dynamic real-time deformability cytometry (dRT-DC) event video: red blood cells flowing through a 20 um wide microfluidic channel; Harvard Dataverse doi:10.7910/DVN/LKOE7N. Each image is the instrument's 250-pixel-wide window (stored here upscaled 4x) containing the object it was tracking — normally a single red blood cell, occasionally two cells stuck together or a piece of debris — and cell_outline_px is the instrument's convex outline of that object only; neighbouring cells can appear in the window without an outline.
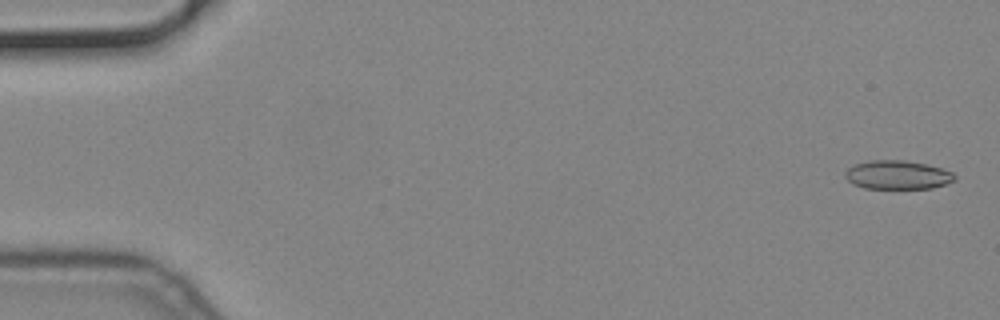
{"species": "common noctule bat (a hibernating species)", "species_latin": "Nyctalus noctula", "temperature_condition": "cold", "stored_images_in_passage": 53, "camera_frame_rate_fps": 3000, "um_per_image_px": 0.085, "animal": {"sex": "male", "body_mass_g": 19.2, "forearm_length_mm": 51.8}, "frame": {"image": 1, "passage_image": 2, "time_ms": 0.333, "image_size_px": [1000, 320], "cell_outline_px": [[956, 180], [932, 188], [864, 188], [852, 184], [844, 176], [844, 172], [852, 164], [872, 160], [904, 160], [924, 164], [940, 168], [952, 172], [956, 176]], "centroid_in_image_um": [76.25, 14.86], "position_along_channel_um": 8.8, "area_um2": 18.32}}
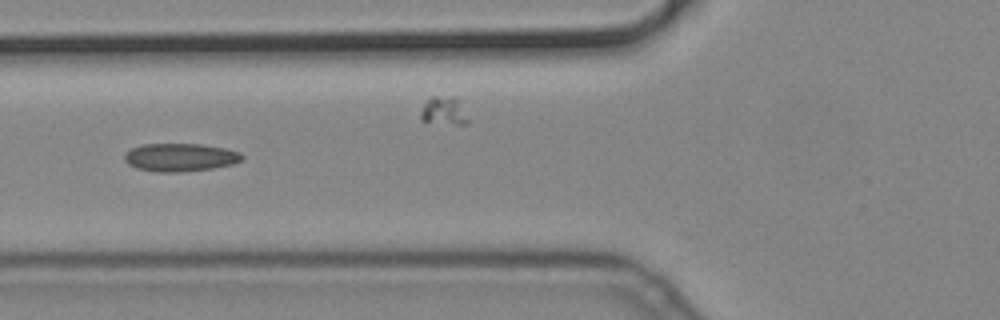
{"frame": {"image": 2, "passage_image": 22, "time_ms": 7.0, "image_size_px": [1000, 320], "cell_outline_px": [[244, 160], [232, 164], [212, 168], [184, 172], [156, 172], [136, 168], [128, 164], [124, 160], [124, 152], [132, 148], [144, 144], [200, 144], [224, 148], [240, 152], [244, 156]], "centroid_in_image_um": [15.31, 13.38], "position_along_channel_um": 110.5, "area_um2": 19.36}}
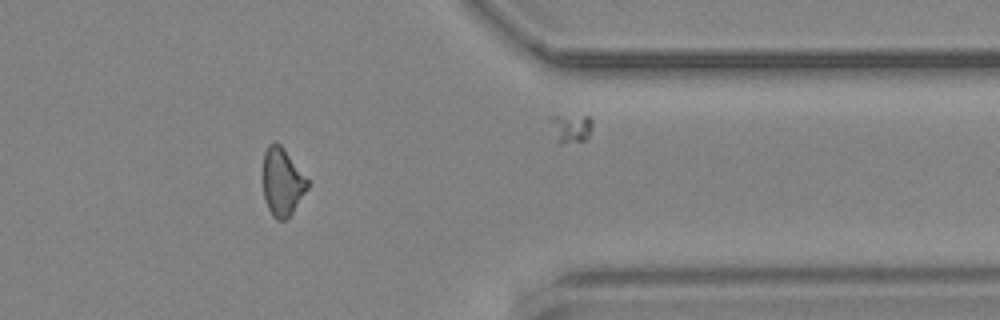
{"frame": {"image": 3, "passage_image": 46, "time_ms": 15.0, "image_size_px": [1000, 320], "cell_outline_px": [[308, 188], [292, 212], [284, 220], [276, 220], [272, 216], [268, 208], [264, 196], [264, 152], [268, 144], [272, 140], [276, 140], [284, 148], [308, 180]], "centroid_in_image_um": [23.98, 15.43], "position_along_channel_um": 387.4, "area_um2": 17.4}}